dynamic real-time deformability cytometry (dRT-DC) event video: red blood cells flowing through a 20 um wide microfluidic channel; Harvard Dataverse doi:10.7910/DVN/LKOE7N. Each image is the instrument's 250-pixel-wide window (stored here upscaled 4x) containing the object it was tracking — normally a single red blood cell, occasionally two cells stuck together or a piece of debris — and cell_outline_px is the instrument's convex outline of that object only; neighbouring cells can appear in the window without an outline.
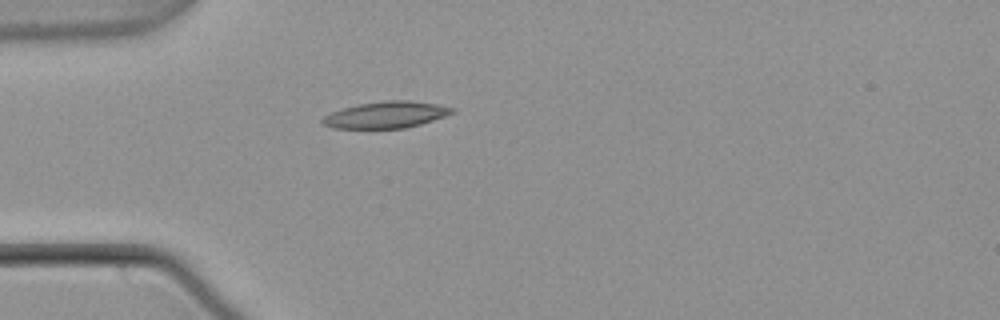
{"species": "common noctule bat (a hibernating species)", "species_latin": "Nyctalus noctula", "temperature_condition": "warm", "stored_images_in_passage": 39, "camera_frame_rate_fps": 3000, "um_per_image_px": 0.085, "animal": {"sex": "male", "body_mass_g": 21.5, "forearm_length_mm": 52.0}, "frame": {"image": 1, "passage_image": 1, "time_ms": 0.0, "image_size_px": [1000, 320], "cell_outline_px": [[456, 112], [420, 124], [404, 128], [332, 128], [324, 124], [320, 120], [324, 116], [332, 112], [344, 108], [360, 104], [384, 100], [408, 100], [436, 104], [456, 108]], "centroid_in_image_um": [32.83, 9.75], "position_along_channel_um": 52.2, "area_um2": 19.88}}
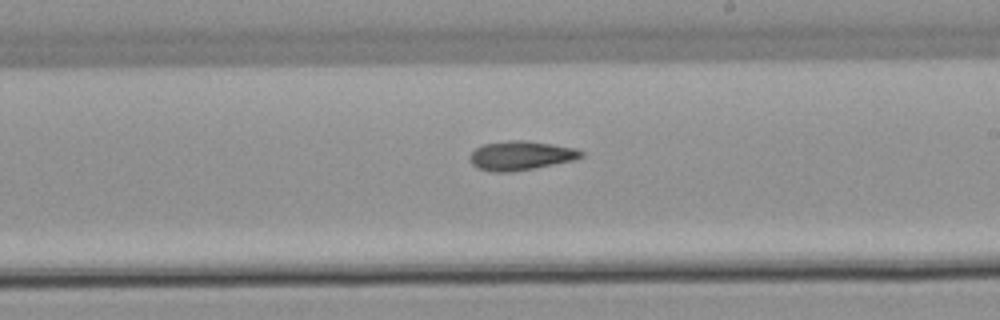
{"frame": {"image": 2, "passage_image": 17, "time_ms": 5.333, "image_size_px": [1000, 320], "cell_outline_px": [[584, 156], [576, 160], [512, 172], [492, 172], [480, 168], [472, 164], [468, 156], [476, 148], [484, 144], [508, 140], [524, 140], [552, 144], [576, 148], [584, 152]], "centroid_in_image_um": [44.3, 13.22], "position_along_channel_um": 244.7, "area_um2": 18.96}}
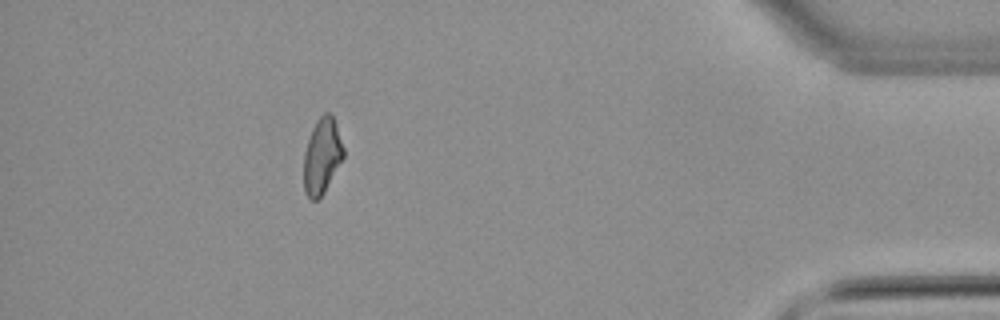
{"frame": {"image": 3, "passage_image": 34, "time_ms": 11.0, "image_size_px": [1000, 320], "cell_outline_px": [[344, 156], [324, 192], [316, 200], [312, 200], [308, 196], [304, 188], [304, 152], [312, 128], [316, 120], [324, 112], [328, 112], [332, 116], [336, 124], [344, 148]], "centroid_in_image_um": [27.37, 13.23], "position_along_channel_um": 407.8, "area_um2": 17.28}, "authors_computed_cell_mechanics": {"area_um2": 18.3804, "velocity_mm_per_s": 3.7942, "shape_relaxation_time_tau1_ms": null, "shape_relaxation_time_tau2_ms": 8.9402, "deformation_change_tau1": null, "deformation_change_tau2": 0.2045}}